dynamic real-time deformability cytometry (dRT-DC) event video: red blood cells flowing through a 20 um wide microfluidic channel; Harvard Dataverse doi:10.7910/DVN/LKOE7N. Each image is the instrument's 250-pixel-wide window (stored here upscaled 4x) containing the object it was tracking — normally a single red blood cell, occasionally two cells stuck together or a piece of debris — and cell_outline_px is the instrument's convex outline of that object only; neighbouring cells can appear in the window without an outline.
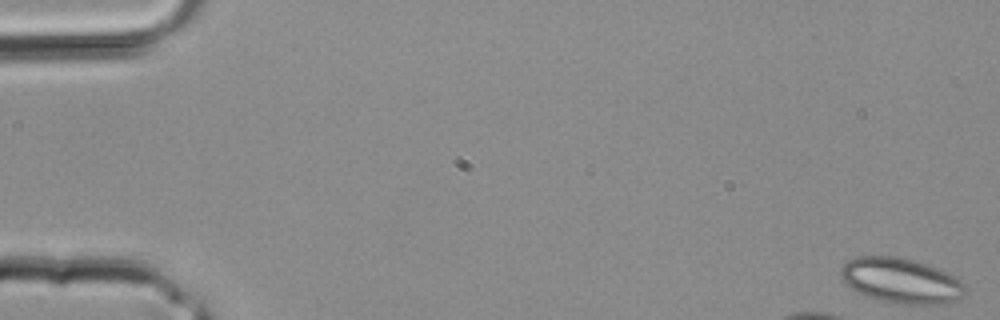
{"species": "common noctule bat (a hibernating species)", "species_latin": "Nyctalus noctula", "temperature_condition": "room temperature", "stored_images_in_passage": 4, "camera_frame_rate_fps": 3000, "um_per_image_px": 0.085, "animal": {"sex": "male", "body_mass_g": 20.4}, "frame": {"image": 1, "passage_image": 1, "time_ms": 0.0, "image_size_px": [1000, 320], "cell_outline_px": [[964, 296], [960, 300], [952, 304], [904, 304], [880, 300], [856, 292], [844, 284], [840, 280], [840, 268], [848, 260], [856, 256], [896, 256], [912, 260], [940, 268], [956, 276], [964, 284]], "centroid_in_image_um": [76.6, 23.86], "position_along_channel_um": 8.4, "area_um2": 33.29}}